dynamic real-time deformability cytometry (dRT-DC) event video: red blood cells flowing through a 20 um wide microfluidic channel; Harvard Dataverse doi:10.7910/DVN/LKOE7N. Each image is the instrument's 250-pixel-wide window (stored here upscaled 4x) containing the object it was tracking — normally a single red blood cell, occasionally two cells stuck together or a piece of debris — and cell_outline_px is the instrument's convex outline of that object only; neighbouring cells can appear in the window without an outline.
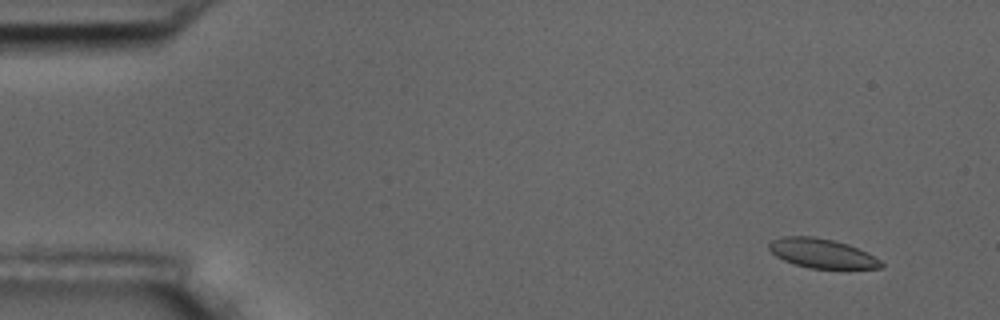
{"species": "common noctule bat (a hibernating species)", "species_latin": "Nyctalus noctula", "temperature_condition": "room temperature", "stored_images_in_passage": 10, "camera_frame_rate_fps": 3000, "um_per_image_px": 0.085, "animal": {"sex": "male", "body_mass_g": 17.5, "forearm_length_mm": 52.3}, "frame": {"image": 1, "passage_image": 2, "time_ms": 1.0, "image_size_px": [1000, 320], "cell_outline_px": [[884, 264], [880, 268], [808, 268], [784, 260], [776, 256], [768, 248], [768, 244], [772, 240], [784, 236], [816, 236], [848, 244], [868, 252], [880, 260]], "centroid_in_image_um": [69.86, 21.52], "position_along_channel_um": 15.1, "area_um2": 19.07}}
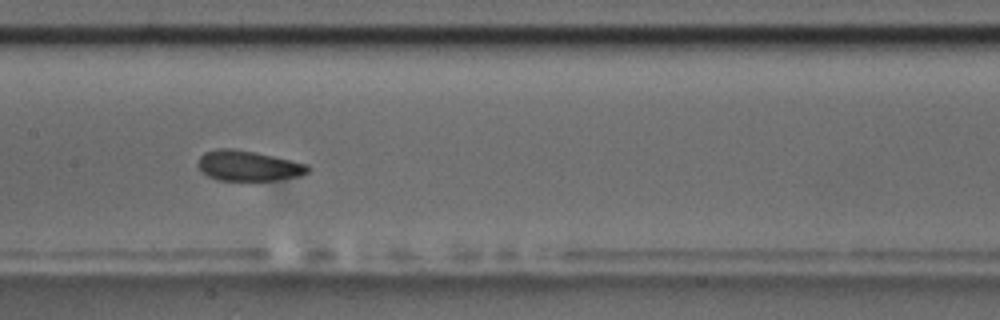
{"frame": {"image": 2, "passage_image": 9, "time_ms": 9.0, "image_size_px": [1000, 320], "cell_outline_px": [[312, 168], [308, 172], [296, 176], [276, 180], [216, 180], [200, 172], [196, 164], [196, 160], [204, 152], [220, 148], [232, 148], [256, 152], [308, 164]], "centroid_in_image_um": [21.04, 14.08], "position_along_channel_um": 186.4, "area_um2": 19.59}}
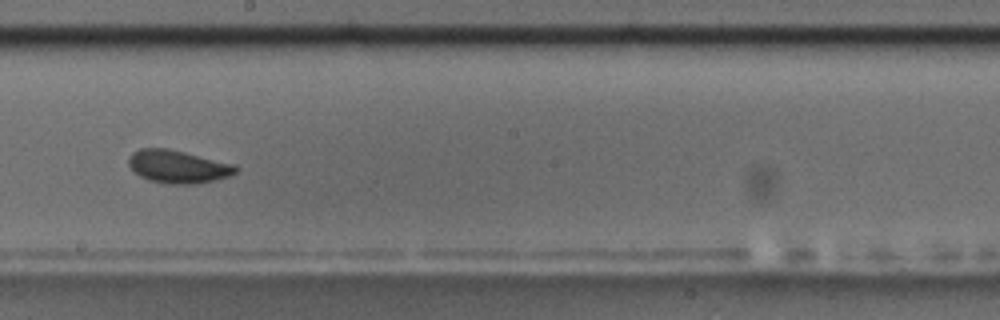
{"frame": {"image": 3, "passage_image": 10, "time_ms": 10.333, "image_size_px": [1000, 320], "cell_outline_px": [[240, 168], [236, 172], [228, 176], [212, 180], [192, 184], [168, 184], [148, 180], [140, 176], [128, 164], [128, 156], [132, 152], [140, 148], [168, 148], [236, 164]], "centroid_in_image_um": [15.12, 14.15], "position_along_channel_um": 233.1, "area_um2": 20.58}}